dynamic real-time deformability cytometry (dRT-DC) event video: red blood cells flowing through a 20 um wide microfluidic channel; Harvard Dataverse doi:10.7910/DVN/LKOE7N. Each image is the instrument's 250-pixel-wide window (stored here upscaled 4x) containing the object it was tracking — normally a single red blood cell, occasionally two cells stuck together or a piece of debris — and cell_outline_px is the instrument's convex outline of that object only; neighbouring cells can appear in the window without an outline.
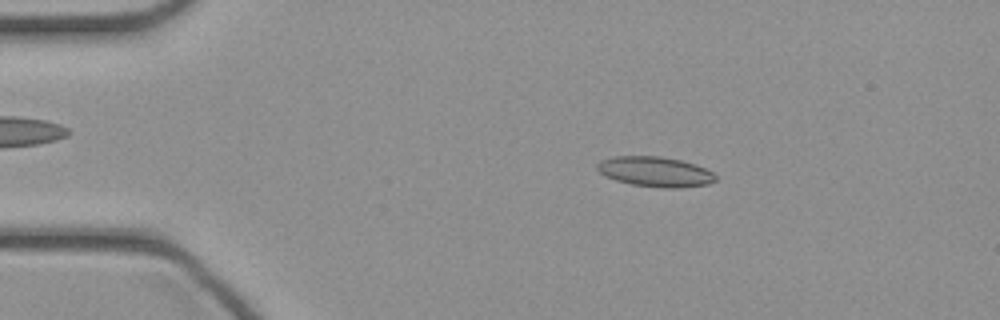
{"species": "common noctule bat (a hibernating species)", "species_latin": "Nyctalus noctula", "temperature_condition": "cold", "stored_images_in_passage": 45, "camera_frame_rate_fps": 3000, "um_per_image_px": 0.085, "animal": {"sex": "female", "body_mass_g": 21.9}, "frame": {"image": 1, "passage_image": 8, "time_ms": 2.333, "image_size_px": [1000, 320], "cell_outline_px": [[716, 180], [708, 184], [680, 188], [664, 188], [632, 184], [616, 180], [604, 176], [596, 168], [596, 164], [600, 160], [612, 156], [660, 156], [680, 160], [696, 164], [712, 172], [716, 176]], "centroid_in_image_um": [55.67, 14.59], "position_along_channel_um": 29.3, "area_um2": 20.81}}
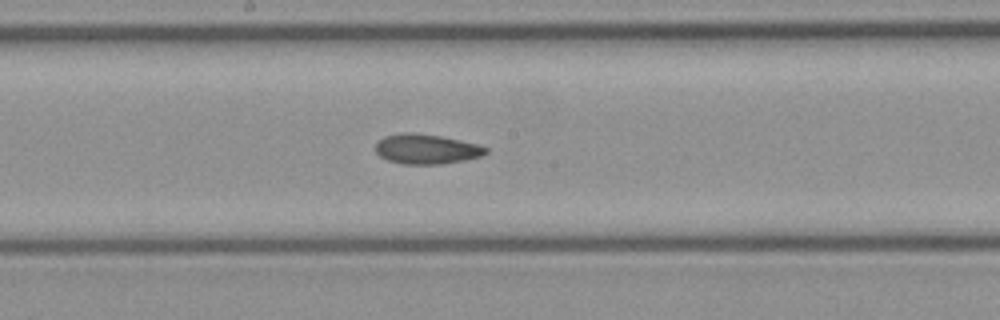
{"frame": {"image": 2, "passage_image": 24, "time_ms": 7.667, "image_size_px": [1000, 320], "cell_outline_px": [[488, 152], [480, 156], [464, 160], [440, 164], [404, 164], [388, 160], [380, 156], [376, 152], [376, 144], [384, 136], [400, 132], [412, 132], [440, 136], [480, 144], [488, 148]], "centroid_in_image_um": [36.25, 12.66], "position_along_channel_um": 211.9, "area_um2": 19.19}}
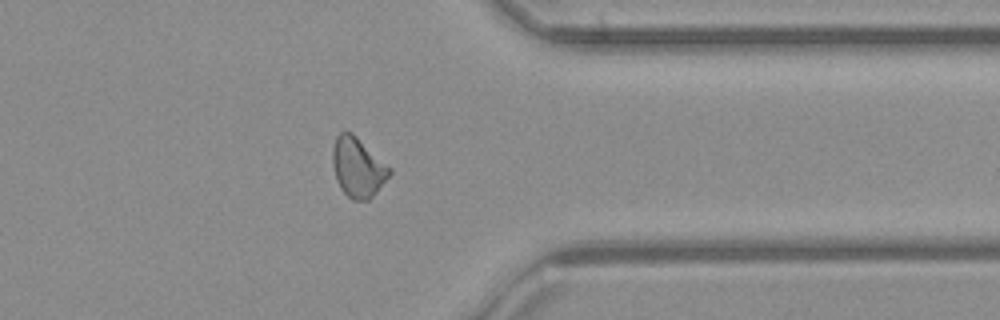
{"frame": {"image": 3, "passage_image": 36, "time_ms": 11.667, "image_size_px": [1000, 320], "cell_outline_px": [[392, 172], [376, 192], [368, 200], [352, 200], [340, 188], [336, 180], [332, 164], [332, 148], [336, 136], [340, 132], [352, 132], [392, 168]], "centroid_in_image_um": [30.4, 14.21], "position_along_channel_um": 381.0, "area_um2": 19.83}}